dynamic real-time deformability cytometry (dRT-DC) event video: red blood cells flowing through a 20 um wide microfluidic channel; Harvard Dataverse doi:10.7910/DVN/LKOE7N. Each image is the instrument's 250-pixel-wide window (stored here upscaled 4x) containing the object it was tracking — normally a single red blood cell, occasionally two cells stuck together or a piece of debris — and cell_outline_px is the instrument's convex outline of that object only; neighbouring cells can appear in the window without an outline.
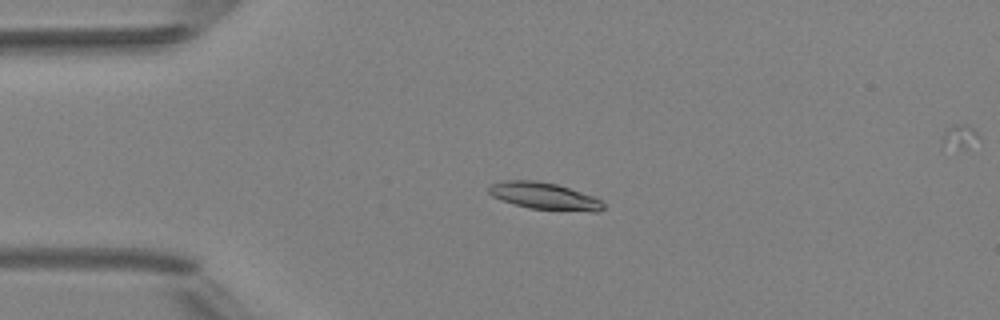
{"species": "Egyptian fruit bat (a non-hibernating species)", "species_latin": "Rousettus aegyptiacus", "temperature_condition": "room temperature", "stored_images_in_passage": 6, "camera_frame_rate_fps": 3000, "um_per_image_px": 0.085, "animal": {"sex": "female"}, "frame": {"image": 1, "passage_image": 4, "time_ms": 3.333, "image_size_px": [1000, 320], "cell_outline_px": [[604, 208], [600, 212], [592, 212], [528, 208], [500, 200], [492, 196], [488, 192], [488, 188], [492, 184], [504, 180], [536, 180], [556, 184], [592, 196], [600, 200], [604, 204]], "centroid_in_image_um": [46.25, 16.67], "position_along_channel_um": 38.7, "area_um2": 17.98}}